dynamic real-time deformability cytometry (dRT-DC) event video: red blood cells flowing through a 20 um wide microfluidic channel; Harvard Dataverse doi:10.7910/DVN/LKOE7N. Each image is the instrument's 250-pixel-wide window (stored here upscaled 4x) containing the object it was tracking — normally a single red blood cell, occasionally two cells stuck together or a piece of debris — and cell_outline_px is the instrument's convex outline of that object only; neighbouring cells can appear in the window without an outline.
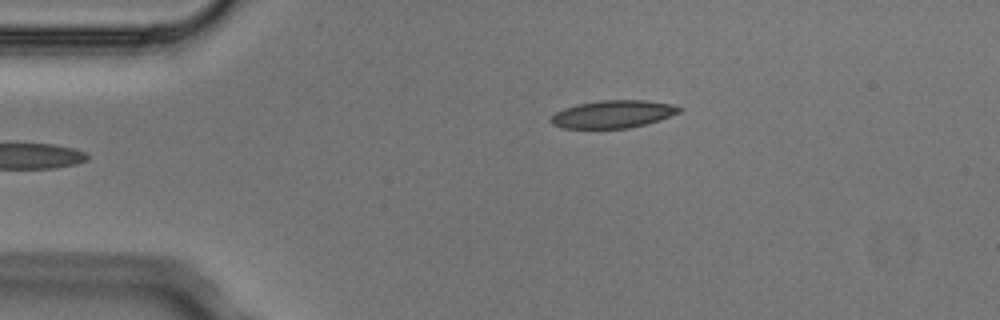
{"species": "Egyptian fruit bat (a non-hibernating species)", "species_latin": "Rousettus aegyptiacus", "temperature_condition": "cold", "stored_images_in_passage": 3, "camera_frame_rate_fps": 3000, "um_per_image_px": 0.085, "animal": {"sex": "male"}, "frame": {"image": 1, "passage_image": 3, "time_ms": 0.667, "image_size_px": [1000, 320], "cell_outline_px": [[684, 108], [680, 112], [644, 124], [628, 128], [564, 128], [552, 124], [548, 120], [556, 112], [564, 108], [576, 104], [600, 100], [644, 100], [672, 104]], "centroid_in_image_um": [52.07, 9.69], "position_along_channel_um": 32.9, "area_um2": 20.52}}